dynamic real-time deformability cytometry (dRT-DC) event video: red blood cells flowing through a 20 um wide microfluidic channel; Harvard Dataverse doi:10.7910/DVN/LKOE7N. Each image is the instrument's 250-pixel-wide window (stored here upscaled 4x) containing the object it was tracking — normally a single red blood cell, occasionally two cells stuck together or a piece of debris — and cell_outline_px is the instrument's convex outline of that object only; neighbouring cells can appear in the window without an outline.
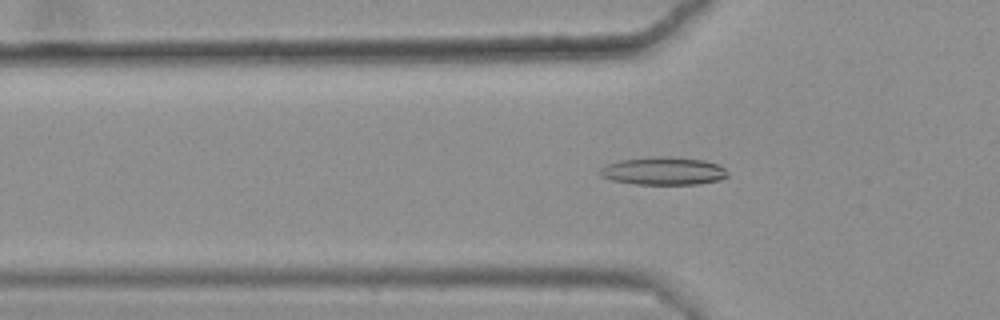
{"species": "common noctule bat (a hibernating species)", "species_latin": "Nyctalus noctula", "temperature_condition": "warm", "stored_images_in_passage": 49, "camera_frame_rate_fps": 3000, "um_per_image_px": 0.085, "animal": {"sex": "female", "body_mass_g": 25.1}, "frame": {"image": 1, "passage_image": 19, "time_ms": 6.0, "image_size_px": [1000, 320], "cell_outline_px": [[728, 176], [720, 180], [696, 184], [636, 184], [612, 180], [600, 176], [596, 172], [600, 168], [608, 164], [620, 160], [660, 156], [668, 156], [704, 160], [716, 164], [724, 168], [728, 172]], "centroid_in_image_um": [56.37, 14.53], "position_along_channel_um": 69.4, "area_um2": 20.75}}
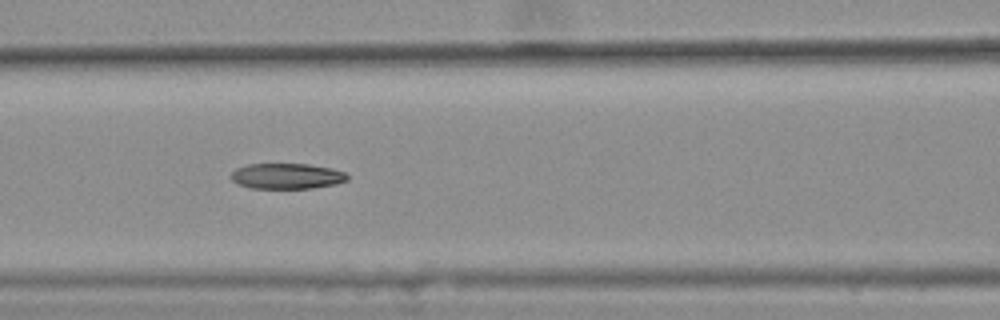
{"frame": {"image": 2, "passage_image": 25, "time_ms": 8.0, "image_size_px": [1000, 320], "cell_outline_px": [[348, 180], [336, 184], [312, 188], [252, 188], [236, 184], [232, 180], [232, 172], [236, 168], [248, 164], [308, 164], [332, 168], [344, 172], [348, 176]], "centroid_in_image_um": [24.38, 14.97], "position_along_channel_um": 142.2, "area_um2": 17.34}}
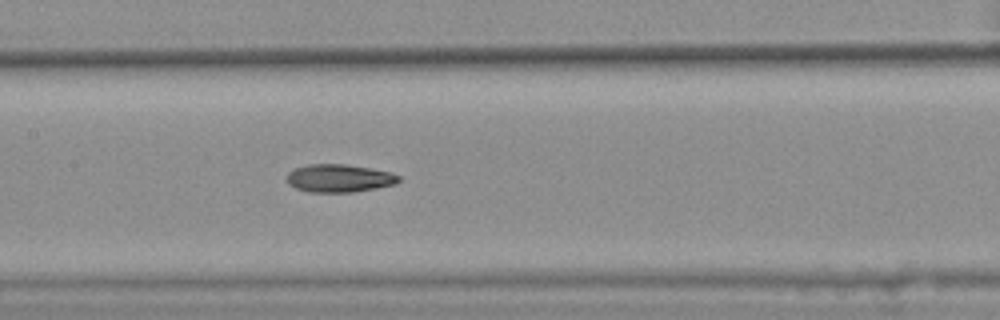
{"frame": {"image": 3, "passage_image": 28, "time_ms": 9.0, "image_size_px": [1000, 320], "cell_outline_px": [[400, 180], [396, 184], [376, 188], [352, 192], [308, 192], [296, 188], [288, 184], [288, 172], [296, 168], [308, 164], [344, 164], [392, 172], [400, 176]], "centroid_in_image_um": [28.85, 15.15], "position_along_channel_um": 178.6, "area_um2": 18.15}, "authors_computed_cell_mechanics": {"area_um2": 18.6116, "velocity_mm_per_s": 3.6328, "shape_relaxation_time_tau1_ms": 10.6805, "shape_relaxation_time_tau2_ms": 3.9085, "deformation_change_tau1": 0.2372, "deformation_change_tau2": 0.1144}}